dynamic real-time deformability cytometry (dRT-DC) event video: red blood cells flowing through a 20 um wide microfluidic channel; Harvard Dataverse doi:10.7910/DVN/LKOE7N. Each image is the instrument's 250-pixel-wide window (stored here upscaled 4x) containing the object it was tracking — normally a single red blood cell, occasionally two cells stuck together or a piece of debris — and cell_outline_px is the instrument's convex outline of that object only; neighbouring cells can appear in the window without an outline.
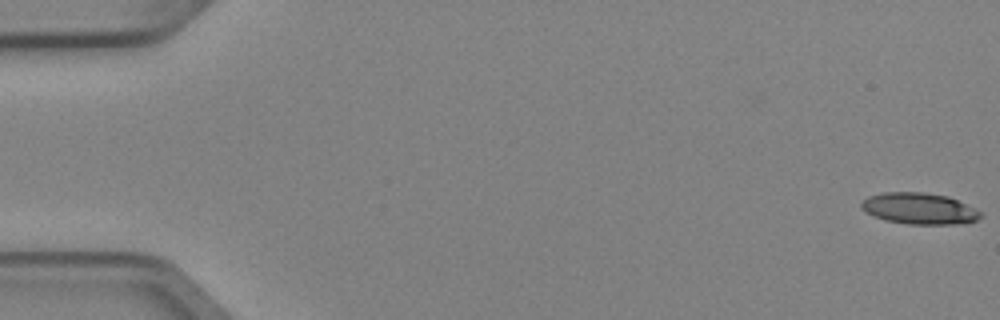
{"species": "Egyptian fruit bat (a non-hibernating species)", "species_latin": "Rousettus aegyptiacus", "temperature_condition": "cold", "stored_images_in_passage": 6, "segment_of_instrument_passage": [1, 2], "camera_frame_rate_fps": 3000, "um_per_image_px": 0.085, "animal": {"sex": "female"}, "frame": {"image": 1, "passage_image": 1, "time_ms": 0.0, "image_size_px": [1000, 320], "cell_outline_px": [[984, 216], [976, 220], [964, 224], [908, 224], [884, 220], [860, 208], [860, 204], [868, 196], [880, 192], [924, 192], [948, 196], [984, 212]], "centroid_in_image_um": [78.18, 17.72], "position_along_channel_um": 6.8, "area_um2": 21.96}}
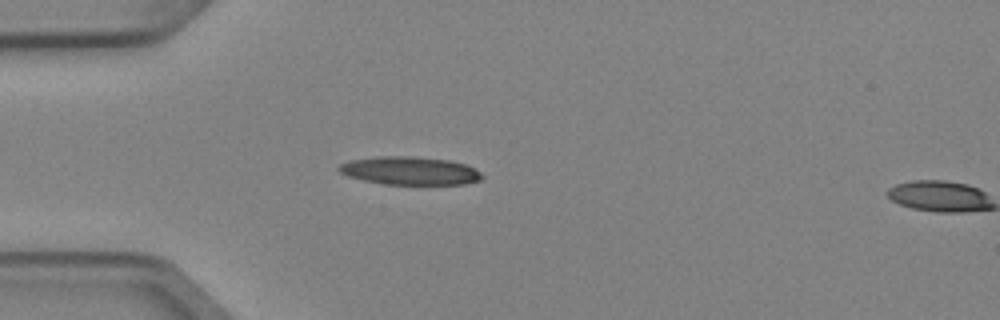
{"frame": {"image": 2, "passage_image": 5, "time_ms": 1.333, "image_size_px": [1000, 320], "cell_outline_px": [[484, 176], [480, 180], [464, 184], [384, 184], [364, 180], [348, 176], [340, 172], [336, 168], [340, 164], [352, 160], [380, 156], [412, 156], [448, 160], [464, 164], [476, 168]], "centroid_in_image_um": [34.85, 14.51], "position_along_channel_um": 50.1, "area_um2": 23.35}}